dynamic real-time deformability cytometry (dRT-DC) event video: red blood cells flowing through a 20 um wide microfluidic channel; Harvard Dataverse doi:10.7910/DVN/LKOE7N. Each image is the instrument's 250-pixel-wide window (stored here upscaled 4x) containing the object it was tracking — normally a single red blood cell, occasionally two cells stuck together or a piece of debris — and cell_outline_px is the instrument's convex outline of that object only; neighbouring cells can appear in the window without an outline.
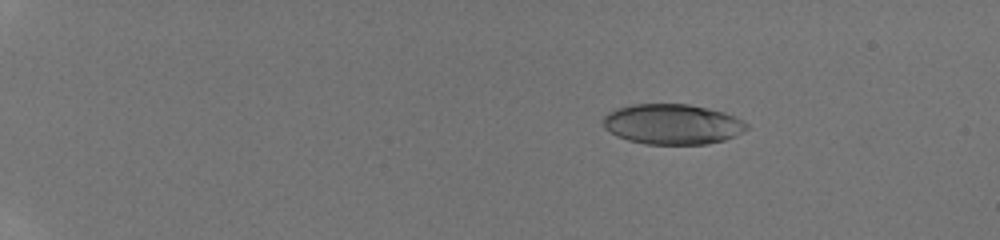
{"species": "human", "species_latin": "Homo sapiens", "temperature_condition": "room temperature", "stored_images_in_passage": 52, "camera_frame_rate_fps": 3000, "um_per_image_px": 0.085, "donor": {"sex": "male"}, "frame": {"image": 1, "passage_image": 10, "time_ms": 3.0, "image_size_px": [1000, 240], "cell_outline_px": [[748, 128], [736, 136], [724, 140], [708, 144], [644, 144], [628, 140], [616, 136], [604, 128], [604, 116], [608, 112], [616, 108], [632, 104], [688, 104], [708, 108], [724, 112], [748, 124]], "centroid_in_image_um": [57.13, 10.56], "position_along_channel_um": 27.9, "area_um2": 33.76}}
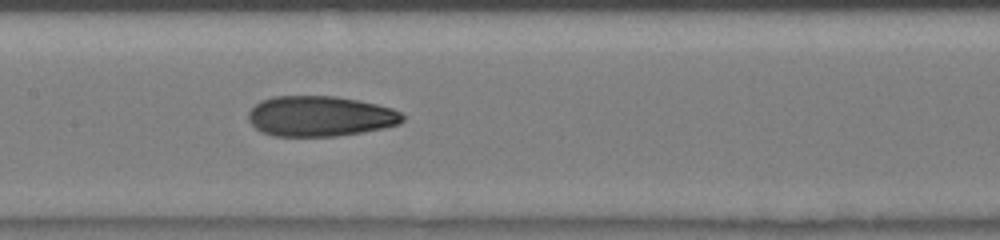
{"frame": {"image": 2, "passage_image": 30, "time_ms": 9.667, "image_size_px": [1000, 240], "cell_outline_px": [[404, 120], [400, 124], [384, 128], [336, 136], [276, 136], [264, 132], [256, 128], [248, 120], [248, 112], [260, 100], [272, 96], [336, 96], [376, 104], [392, 108], [400, 112], [404, 116]], "centroid_in_image_um": [27.21, 9.87], "position_along_channel_um": 180.2, "area_um2": 36.24}}
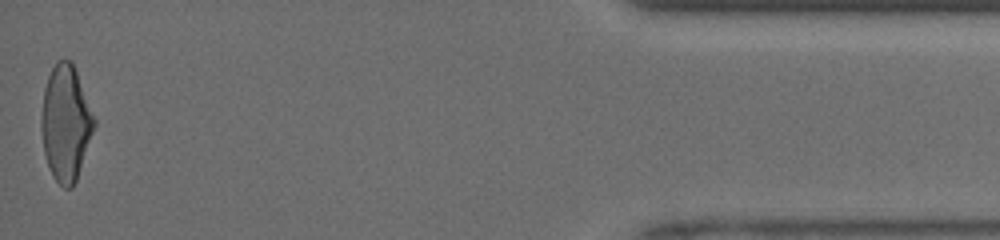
{"frame": {"image": 3, "passage_image": 52, "time_ms": 17.0, "image_size_px": [1000, 240], "cell_outline_px": [[96, 124], [76, 180], [72, 188], [64, 188], [52, 176], [44, 152], [40, 128], [40, 120], [44, 88], [48, 76], [56, 60], [72, 60], [96, 120]], "centroid_in_image_um": [5.58, 10.44], "position_along_channel_um": 429.6, "area_um2": 35.6}, "authors_computed_cell_mechanics": {"area_um2": 35.4025, "velocity_mm_per_s": 4.2675, "shape_relaxation_time_tau1_ms": 10.2663, "shape_relaxation_time_tau2_ms": 1.4836, "deformation_change_tau1": 0.294, "deformation_change_tau2": 0.0865}}